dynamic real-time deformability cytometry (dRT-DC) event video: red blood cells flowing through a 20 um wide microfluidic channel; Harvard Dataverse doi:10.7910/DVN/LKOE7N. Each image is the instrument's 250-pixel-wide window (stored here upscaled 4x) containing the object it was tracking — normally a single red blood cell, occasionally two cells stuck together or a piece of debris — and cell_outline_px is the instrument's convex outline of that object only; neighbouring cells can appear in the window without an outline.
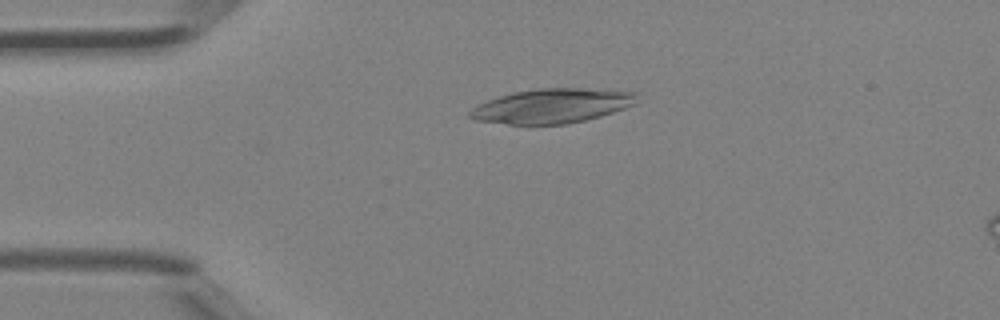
{"species": "Egyptian fruit bat (a non-hibernating species)", "species_latin": "Rousettus aegyptiacus", "temperature_condition": "room temperature", "stored_images_in_passage": 3, "camera_frame_rate_fps": 3000, "um_per_image_px": 0.085, "animal": {"sex": "female"}, "frame": {"image": 1, "passage_image": 1, "time_ms": 0.0, "image_size_px": [1000, 320], "cell_outline_px": [[636, 104], [600, 116], [568, 124], [508, 124], [472, 120], [468, 116], [468, 112], [472, 108], [488, 100], [512, 92], [540, 88], [580, 88], [636, 92]], "centroid_in_image_um": [46.89, 9.0], "position_along_channel_um": 38.1, "area_um2": 33.35}}